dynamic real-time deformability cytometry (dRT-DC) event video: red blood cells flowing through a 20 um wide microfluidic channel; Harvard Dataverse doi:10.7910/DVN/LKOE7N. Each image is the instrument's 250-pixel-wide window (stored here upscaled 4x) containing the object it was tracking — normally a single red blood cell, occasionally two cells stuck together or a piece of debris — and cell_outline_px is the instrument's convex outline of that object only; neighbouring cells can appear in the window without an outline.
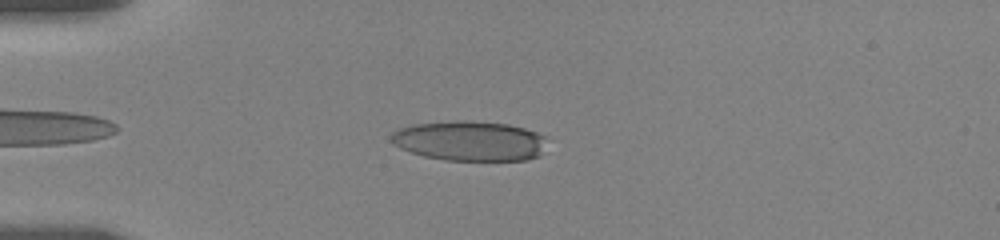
{"species": "human", "species_latin": "Homo sapiens", "temperature_condition": "room temperature", "stored_images_in_passage": 19, "camera_frame_rate_fps": 3000, "um_per_image_px": 0.085, "donor": {"sex": "female"}, "frame": {"image": 1, "passage_image": 4, "time_ms": 1.0, "image_size_px": [1000, 240], "cell_outline_px": [[544, 136], [540, 156], [528, 160], [444, 160], [424, 156], [400, 148], [392, 140], [392, 132], [400, 128], [412, 124], [456, 120], [460, 120], [508, 124], [524, 128], [536, 132]], "centroid_in_image_um": [39.91, 11.97], "position_along_channel_um": 45.1, "area_um2": 35.95}}
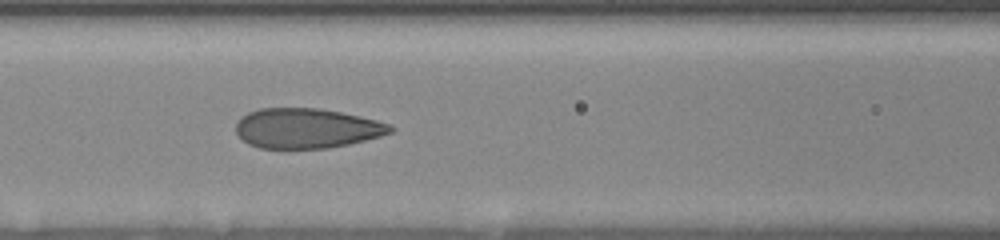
{"frame": {"image": 2, "passage_image": 10, "time_ms": 4.333, "image_size_px": [1000, 240], "cell_outline_px": [[396, 128], [392, 132], [380, 136], [348, 144], [328, 148], [260, 148], [248, 144], [236, 132], [236, 124], [240, 116], [248, 112], [260, 108], [316, 108], [340, 112], [360, 116], [392, 124]], "centroid_in_image_um": [26.07, 10.9], "position_along_channel_um": 140.5, "area_um2": 35.95}}
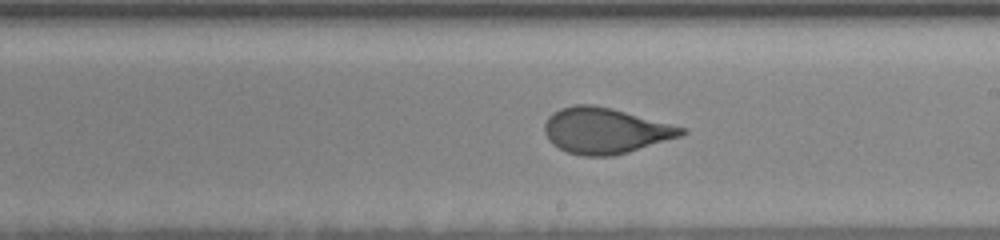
{"frame": {"image": 3, "passage_image": 17, "time_ms": 7.0, "image_size_px": [1000, 240], "cell_outline_px": [[688, 132], [680, 136], [628, 152], [612, 156], [584, 156], [568, 152], [552, 144], [548, 140], [544, 132], [544, 124], [548, 116], [552, 112], [560, 108], [576, 104], [592, 104], [612, 108], [688, 128]], "centroid_in_image_um": [51.43, 11.09], "position_along_channel_um": 237.6, "area_um2": 36.65}}